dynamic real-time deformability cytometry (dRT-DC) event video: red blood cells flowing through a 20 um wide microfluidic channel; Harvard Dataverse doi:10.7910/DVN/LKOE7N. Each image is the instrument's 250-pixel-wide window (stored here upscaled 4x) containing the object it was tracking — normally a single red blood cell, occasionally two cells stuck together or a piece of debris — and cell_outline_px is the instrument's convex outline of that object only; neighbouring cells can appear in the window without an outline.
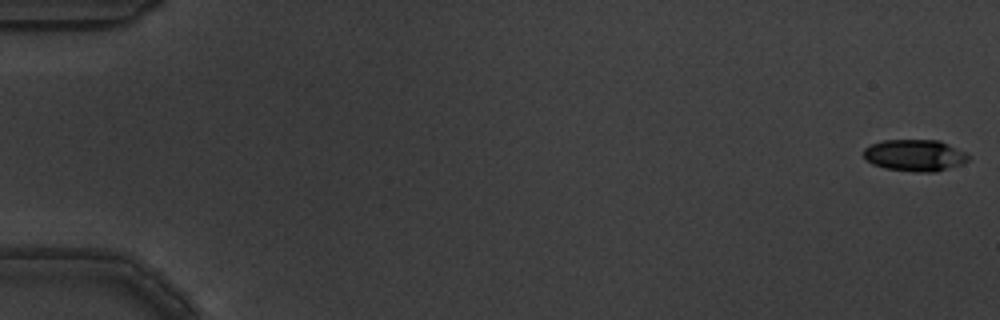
{"species": "common noctule bat (a hibernating species)", "species_latin": "Nyctalus noctula", "temperature_condition": "warm", "stored_images_in_passage": 7, "camera_frame_rate_fps": 3000, "um_per_image_px": 0.085, "animal": {"sex": "male", "body_mass_g": 19.5, "forearm_length_mm": 54.6}, "frame": {"image": 1, "passage_image": 1, "time_ms": 0.0, "image_size_px": [1000, 320], "cell_outline_px": [[972, 156], [968, 160], [960, 164], [936, 172], [912, 172], [884, 168], [872, 164], [864, 156], [864, 148], [872, 144], [884, 140], [940, 140]], "centroid_in_image_um": [77.76, 13.21], "position_along_channel_um": 7.2, "area_um2": 19.31}}
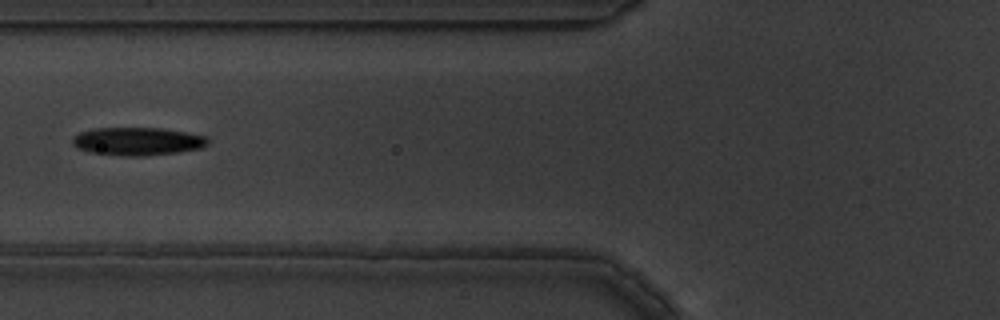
{"frame": {"image": 2, "passage_image": 7, "time_ms": 2.0, "image_size_px": [1000, 320], "cell_outline_px": [[208, 144], [200, 148], [176, 152], [144, 156], [124, 156], [92, 152], [76, 148], [72, 144], [72, 136], [80, 132], [92, 128], [160, 128], [208, 136]], "centroid_in_image_um": [11.65, 12.01], "position_along_channel_um": 114.1, "area_um2": 22.08}}